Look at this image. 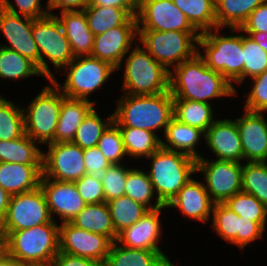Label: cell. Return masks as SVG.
Listing matches in <instances>:
<instances>
[{"label":"cell","mask_w":267,"mask_h":266,"mask_svg":"<svg viewBox=\"0 0 267 266\" xmlns=\"http://www.w3.org/2000/svg\"><path fill=\"white\" fill-rule=\"evenodd\" d=\"M124 164H111L101 175L105 202L119 198L125 194L126 177L129 168Z\"/></svg>","instance_id":"f6af8a7d"},{"label":"cell","mask_w":267,"mask_h":266,"mask_svg":"<svg viewBox=\"0 0 267 266\" xmlns=\"http://www.w3.org/2000/svg\"><path fill=\"white\" fill-rule=\"evenodd\" d=\"M251 79L254 83L251 86V91L244 94L247 98L243 109L265 114V111L267 113V69Z\"/></svg>","instance_id":"bcb514c9"},{"label":"cell","mask_w":267,"mask_h":266,"mask_svg":"<svg viewBox=\"0 0 267 266\" xmlns=\"http://www.w3.org/2000/svg\"><path fill=\"white\" fill-rule=\"evenodd\" d=\"M242 191L267 207V162L242 163Z\"/></svg>","instance_id":"ab89813d"},{"label":"cell","mask_w":267,"mask_h":266,"mask_svg":"<svg viewBox=\"0 0 267 266\" xmlns=\"http://www.w3.org/2000/svg\"><path fill=\"white\" fill-rule=\"evenodd\" d=\"M112 222L118 235L124 229L135 224L149 209L132 198L123 195L107 202Z\"/></svg>","instance_id":"e575fe53"},{"label":"cell","mask_w":267,"mask_h":266,"mask_svg":"<svg viewBox=\"0 0 267 266\" xmlns=\"http://www.w3.org/2000/svg\"><path fill=\"white\" fill-rule=\"evenodd\" d=\"M70 223L77 228L104 235L112 243L118 237L107 202L86 204Z\"/></svg>","instance_id":"4316f807"},{"label":"cell","mask_w":267,"mask_h":266,"mask_svg":"<svg viewBox=\"0 0 267 266\" xmlns=\"http://www.w3.org/2000/svg\"><path fill=\"white\" fill-rule=\"evenodd\" d=\"M49 13L52 14L53 9L64 11H83L88 5L89 0H47L46 3Z\"/></svg>","instance_id":"db71d44e"},{"label":"cell","mask_w":267,"mask_h":266,"mask_svg":"<svg viewBox=\"0 0 267 266\" xmlns=\"http://www.w3.org/2000/svg\"><path fill=\"white\" fill-rule=\"evenodd\" d=\"M267 32V0L258 6L237 32Z\"/></svg>","instance_id":"816d5d0a"},{"label":"cell","mask_w":267,"mask_h":266,"mask_svg":"<svg viewBox=\"0 0 267 266\" xmlns=\"http://www.w3.org/2000/svg\"><path fill=\"white\" fill-rule=\"evenodd\" d=\"M83 11L94 36L101 35L113 27L124 25L132 17L124 8L113 6L88 5Z\"/></svg>","instance_id":"d6a6232c"},{"label":"cell","mask_w":267,"mask_h":266,"mask_svg":"<svg viewBox=\"0 0 267 266\" xmlns=\"http://www.w3.org/2000/svg\"><path fill=\"white\" fill-rule=\"evenodd\" d=\"M113 113L114 123L118 127H132L157 133L173 117V96L170 91L154 95L123 94L116 101Z\"/></svg>","instance_id":"7a4b0ae2"},{"label":"cell","mask_w":267,"mask_h":266,"mask_svg":"<svg viewBox=\"0 0 267 266\" xmlns=\"http://www.w3.org/2000/svg\"><path fill=\"white\" fill-rule=\"evenodd\" d=\"M96 101L68 98L62 93V105L52 143L72 142L78 126L94 108Z\"/></svg>","instance_id":"d4e9b609"},{"label":"cell","mask_w":267,"mask_h":266,"mask_svg":"<svg viewBox=\"0 0 267 266\" xmlns=\"http://www.w3.org/2000/svg\"><path fill=\"white\" fill-rule=\"evenodd\" d=\"M0 266H25L17 259L9 256L3 249L0 250Z\"/></svg>","instance_id":"680465c9"},{"label":"cell","mask_w":267,"mask_h":266,"mask_svg":"<svg viewBox=\"0 0 267 266\" xmlns=\"http://www.w3.org/2000/svg\"><path fill=\"white\" fill-rule=\"evenodd\" d=\"M267 52V32H244Z\"/></svg>","instance_id":"6f0895ef"},{"label":"cell","mask_w":267,"mask_h":266,"mask_svg":"<svg viewBox=\"0 0 267 266\" xmlns=\"http://www.w3.org/2000/svg\"><path fill=\"white\" fill-rule=\"evenodd\" d=\"M172 70L169 91L173 97L209 103V99L234 97L237 94L233 85L222 74L206 66L198 52Z\"/></svg>","instance_id":"6da1fadb"},{"label":"cell","mask_w":267,"mask_h":266,"mask_svg":"<svg viewBox=\"0 0 267 266\" xmlns=\"http://www.w3.org/2000/svg\"><path fill=\"white\" fill-rule=\"evenodd\" d=\"M162 266H175L170 260H167Z\"/></svg>","instance_id":"91938a15"},{"label":"cell","mask_w":267,"mask_h":266,"mask_svg":"<svg viewBox=\"0 0 267 266\" xmlns=\"http://www.w3.org/2000/svg\"><path fill=\"white\" fill-rule=\"evenodd\" d=\"M42 165L0 162V186L11 196L39 187Z\"/></svg>","instance_id":"cb8c5ba5"},{"label":"cell","mask_w":267,"mask_h":266,"mask_svg":"<svg viewBox=\"0 0 267 266\" xmlns=\"http://www.w3.org/2000/svg\"><path fill=\"white\" fill-rule=\"evenodd\" d=\"M173 3L200 34L217 28L215 0H173Z\"/></svg>","instance_id":"836d02e7"},{"label":"cell","mask_w":267,"mask_h":266,"mask_svg":"<svg viewBox=\"0 0 267 266\" xmlns=\"http://www.w3.org/2000/svg\"><path fill=\"white\" fill-rule=\"evenodd\" d=\"M39 186L44 193L50 215L70 222L86 205L74 182L58 181L41 176Z\"/></svg>","instance_id":"ac0fdd59"},{"label":"cell","mask_w":267,"mask_h":266,"mask_svg":"<svg viewBox=\"0 0 267 266\" xmlns=\"http://www.w3.org/2000/svg\"><path fill=\"white\" fill-rule=\"evenodd\" d=\"M138 30L198 32L173 0H140Z\"/></svg>","instance_id":"5bb4252c"},{"label":"cell","mask_w":267,"mask_h":266,"mask_svg":"<svg viewBox=\"0 0 267 266\" xmlns=\"http://www.w3.org/2000/svg\"><path fill=\"white\" fill-rule=\"evenodd\" d=\"M86 174L100 176L111 163L106 159L97 146L84 149Z\"/></svg>","instance_id":"f907efd6"},{"label":"cell","mask_w":267,"mask_h":266,"mask_svg":"<svg viewBox=\"0 0 267 266\" xmlns=\"http://www.w3.org/2000/svg\"><path fill=\"white\" fill-rule=\"evenodd\" d=\"M43 152L42 176L58 181L75 182L86 174L84 150L72 142L49 143Z\"/></svg>","instance_id":"4fadbf2b"},{"label":"cell","mask_w":267,"mask_h":266,"mask_svg":"<svg viewBox=\"0 0 267 266\" xmlns=\"http://www.w3.org/2000/svg\"><path fill=\"white\" fill-rule=\"evenodd\" d=\"M164 208L167 206L148 210L135 224L121 231L116 242L126 248L154 250L165 255L158 246L162 234L160 214Z\"/></svg>","instance_id":"ffe728a7"},{"label":"cell","mask_w":267,"mask_h":266,"mask_svg":"<svg viewBox=\"0 0 267 266\" xmlns=\"http://www.w3.org/2000/svg\"><path fill=\"white\" fill-rule=\"evenodd\" d=\"M93 108L78 126L72 143L80 148L87 149L98 144L105 130L114 122L113 113L106 119H101ZM104 120V121H103Z\"/></svg>","instance_id":"d590c367"},{"label":"cell","mask_w":267,"mask_h":266,"mask_svg":"<svg viewBox=\"0 0 267 266\" xmlns=\"http://www.w3.org/2000/svg\"><path fill=\"white\" fill-rule=\"evenodd\" d=\"M64 70L66 80L63 86L55 77L49 82L68 98L91 100L89 95L100 89L117 69L92 56H79L74 57Z\"/></svg>","instance_id":"9c48e42d"},{"label":"cell","mask_w":267,"mask_h":266,"mask_svg":"<svg viewBox=\"0 0 267 266\" xmlns=\"http://www.w3.org/2000/svg\"><path fill=\"white\" fill-rule=\"evenodd\" d=\"M206 145L217 160L243 163V149L236 120H217L205 131Z\"/></svg>","instance_id":"44dd1931"},{"label":"cell","mask_w":267,"mask_h":266,"mask_svg":"<svg viewBox=\"0 0 267 266\" xmlns=\"http://www.w3.org/2000/svg\"><path fill=\"white\" fill-rule=\"evenodd\" d=\"M223 204L240 217L258 222L266 230V206L252 194L238 192Z\"/></svg>","instance_id":"60d3db41"},{"label":"cell","mask_w":267,"mask_h":266,"mask_svg":"<svg viewBox=\"0 0 267 266\" xmlns=\"http://www.w3.org/2000/svg\"><path fill=\"white\" fill-rule=\"evenodd\" d=\"M45 196L40 186L34 190L12 195L8 211L0 223L3 241L12 231H20L52 221Z\"/></svg>","instance_id":"8fae6325"},{"label":"cell","mask_w":267,"mask_h":266,"mask_svg":"<svg viewBox=\"0 0 267 266\" xmlns=\"http://www.w3.org/2000/svg\"><path fill=\"white\" fill-rule=\"evenodd\" d=\"M59 225L60 252L90 258L104 265L112 244L106 236L77 228L70 222Z\"/></svg>","instance_id":"2e32d148"},{"label":"cell","mask_w":267,"mask_h":266,"mask_svg":"<svg viewBox=\"0 0 267 266\" xmlns=\"http://www.w3.org/2000/svg\"><path fill=\"white\" fill-rule=\"evenodd\" d=\"M167 260L159 251L126 248L114 241L103 266H162Z\"/></svg>","instance_id":"83f0119b"},{"label":"cell","mask_w":267,"mask_h":266,"mask_svg":"<svg viewBox=\"0 0 267 266\" xmlns=\"http://www.w3.org/2000/svg\"><path fill=\"white\" fill-rule=\"evenodd\" d=\"M35 76H43L38 67L29 59L16 51L0 46V78L25 79Z\"/></svg>","instance_id":"8d00e7d4"},{"label":"cell","mask_w":267,"mask_h":266,"mask_svg":"<svg viewBox=\"0 0 267 266\" xmlns=\"http://www.w3.org/2000/svg\"><path fill=\"white\" fill-rule=\"evenodd\" d=\"M61 16L56 15L60 21L74 57L91 56L95 36L90 31L84 11H64Z\"/></svg>","instance_id":"603a6c76"},{"label":"cell","mask_w":267,"mask_h":266,"mask_svg":"<svg viewBox=\"0 0 267 266\" xmlns=\"http://www.w3.org/2000/svg\"><path fill=\"white\" fill-rule=\"evenodd\" d=\"M11 195L0 186V223L7 214Z\"/></svg>","instance_id":"9f6ffc18"},{"label":"cell","mask_w":267,"mask_h":266,"mask_svg":"<svg viewBox=\"0 0 267 266\" xmlns=\"http://www.w3.org/2000/svg\"><path fill=\"white\" fill-rule=\"evenodd\" d=\"M212 227L221 239L237 246V232L239 231V215L223 203L213 204Z\"/></svg>","instance_id":"b9f144b4"},{"label":"cell","mask_w":267,"mask_h":266,"mask_svg":"<svg viewBox=\"0 0 267 266\" xmlns=\"http://www.w3.org/2000/svg\"><path fill=\"white\" fill-rule=\"evenodd\" d=\"M2 249V240H1V237H0V250Z\"/></svg>","instance_id":"94428289"},{"label":"cell","mask_w":267,"mask_h":266,"mask_svg":"<svg viewBox=\"0 0 267 266\" xmlns=\"http://www.w3.org/2000/svg\"><path fill=\"white\" fill-rule=\"evenodd\" d=\"M140 0H89V5L124 8L131 16H137Z\"/></svg>","instance_id":"11a10c76"},{"label":"cell","mask_w":267,"mask_h":266,"mask_svg":"<svg viewBox=\"0 0 267 266\" xmlns=\"http://www.w3.org/2000/svg\"><path fill=\"white\" fill-rule=\"evenodd\" d=\"M245 162H267V121L263 112L244 109L236 118Z\"/></svg>","instance_id":"d6986e66"},{"label":"cell","mask_w":267,"mask_h":266,"mask_svg":"<svg viewBox=\"0 0 267 266\" xmlns=\"http://www.w3.org/2000/svg\"><path fill=\"white\" fill-rule=\"evenodd\" d=\"M221 28L203 32L198 38L199 55L204 59L206 66L222 74L235 88V84L243 82V33L232 35L237 28H230L231 36L220 33ZM220 34V35H218ZM235 82V84H233Z\"/></svg>","instance_id":"277c9868"},{"label":"cell","mask_w":267,"mask_h":266,"mask_svg":"<svg viewBox=\"0 0 267 266\" xmlns=\"http://www.w3.org/2000/svg\"><path fill=\"white\" fill-rule=\"evenodd\" d=\"M199 32L138 30L139 44L168 71L198 52Z\"/></svg>","instance_id":"52a82bcc"},{"label":"cell","mask_w":267,"mask_h":266,"mask_svg":"<svg viewBox=\"0 0 267 266\" xmlns=\"http://www.w3.org/2000/svg\"><path fill=\"white\" fill-rule=\"evenodd\" d=\"M266 0H215L218 28H241L250 14Z\"/></svg>","instance_id":"f546056e"},{"label":"cell","mask_w":267,"mask_h":266,"mask_svg":"<svg viewBox=\"0 0 267 266\" xmlns=\"http://www.w3.org/2000/svg\"><path fill=\"white\" fill-rule=\"evenodd\" d=\"M266 231L258 222L239 216V231L237 232V246L244 250L251 242L263 238Z\"/></svg>","instance_id":"681fc988"},{"label":"cell","mask_w":267,"mask_h":266,"mask_svg":"<svg viewBox=\"0 0 267 266\" xmlns=\"http://www.w3.org/2000/svg\"><path fill=\"white\" fill-rule=\"evenodd\" d=\"M163 136L166 142L161 139L162 148L183 153L195 160L202 157V154L197 152L196 146L199 140L205 136L203 130L187 125L172 117Z\"/></svg>","instance_id":"484cf974"},{"label":"cell","mask_w":267,"mask_h":266,"mask_svg":"<svg viewBox=\"0 0 267 266\" xmlns=\"http://www.w3.org/2000/svg\"><path fill=\"white\" fill-rule=\"evenodd\" d=\"M50 266H103L102 263L85 257L58 252Z\"/></svg>","instance_id":"f5cc1de1"},{"label":"cell","mask_w":267,"mask_h":266,"mask_svg":"<svg viewBox=\"0 0 267 266\" xmlns=\"http://www.w3.org/2000/svg\"><path fill=\"white\" fill-rule=\"evenodd\" d=\"M147 159L152 162L147 173L157 194L155 202L167 206L196 173V160L162 147Z\"/></svg>","instance_id":"5b68a950"},{"label":"cell","mask_w":267,"mask_h":266,"mask_svg":"<svg viewBox=\"0 0 267 266\" xmlns=\"http://www.w3.org/2000/svg\"><path fill=\"white\" fill-rule=\"evenodd\" d=\"M74 183L78 193L86 204L105 202L104 190L100 176L85 174Z\"/></svg>","instance_id":"7dc6e473"},{"label":"cell","mask_w":267,"mask_h":266,"mask_svg":"<svg viewBox=\"0 0 267 266\" xmlns=\"http://www.w3.org/2000/svg\"><path fill=\"white\" fill-rule=\"evenodd\" d=\"M51 84L42 88L28 108H23L25 134L40 145L54 141L62 105V92Z\"/></svg>","instance_id":"30bf717a"},{"label":"cell","mask_w":267,"mask_h":266,"mask_svg":"<svg viewBox=\"0 0 267 266\" xmlns=\"http://www.w3.org/2000/svg\"><path fill=\"white\" fill-rule=\"evenodd\" d=\"M211 103L173 97V117L204 132L216 121Z\"/></svg>","instance_id":"4dcf8cb0"},{"label":"cell","mask_w":267,"mask_h":266,"mask_svg":"<svg viewBox=\"0 0 267 266\" xmlns=\"http://www.w3.org/2000/svg\"><path fill=\"white\" fill-rule=\"evenodd\" d=\"M28 135L14 140H0V162L42 165L43 151Z\"/></svg>","instance_id":"f1b7e54d"},{"label":"cell","mask_w":267,"mask_h":266,"mask_svg":"<svg viewBox=\"0 0 267 266\" xmlns=\"http://www.w3.org/2000/svg\"><path fill=\"white\" fill-rule=\"evenodd\" d=\"M213 204L204 183L191 178L167 208L179 209L183 216L205 223L211 219Z\"/></svg>","instance_id":"7402d4cb"},{"label":"cell","mask_w":267,"mask_h":266,"mask_svg":"<svg viewBox=\"0 0 267 266\" xmlns=\"http://www.w3.org/2000/svg\"><path fill=\"white\" fill-rule=\"evenodd\" d=\"M33 22V18L13 14L0 7V32L10 43L0 46L21 54L32 61L40 71V53L32 35Z\"/></svg>","instance_id":"e0dca14e"},{"label":"cell","mask_w":267,"mask_h":266,"mask_svg":"<svg viewBox=\"0 0 267 266\" xmlns=\"http://www.w3.org/2000/svg\"><path fill=\"white\" fill-rule=\"evenodd\" d=\"M59 226L56 220L20 231H12L2 249L25 266H50L59 252Z\"/></svg>","instance_id":"3957f363"},{"label":"cell","mask_w":267,"mask_h":266,"mask_svg":"<svg viewBox=\"0 0 267 266\" xmlns=\"http://www.w3.org/2000/svg\"><path fill=\"white\" fill-rule=\"evenodd\" d=\"M138 37L137 17L132 16L124 25L116 26L95 36L91 56L105 61L117 70Z\"/></svg>","instance_id":"9a60e30c"},{"label":"cell","mask_w":267,"mask_h":266,"mask_svg":"<svg viewBox=\"0 0 267 266\" xmlns=\"http://www.w3.org/2000/svg\"><path fill=\"white\" fill-rule=\"evenodd\" d=\"M243 81L267 69V52L247 34H243Z\"/></svg>","instance_id":"7bdbcfd3"},{"label":"cell","mask_w":267,"mask_h":266,"mask_svg":"<svg viewBox=\"0 0 267 266\" xmlns=\"http://www.w3.org/2000/svg\"><path fill=\"white\" fill-rule=\"evenodd\" d=\"M41 2L42 0H15V9L10 0H0V7L13 14L37 19L50 14L48 7L44 8Z\"/></svg>","instance_id":"c3c4849f"},{"label":"cell","mask_w":267,"mask_h":266,"mask_svg":"<svg viewBox=\"0 0 267 266\" xmlns=\"http://www.w3.org/2000/svg\"><path fill=\"white\" fill-rule=\"evenodd\" d=\"M24 134L23 108L0 96V140H14Z\"/></svg>","instance_id":"f35d334b"},{"label":"cell","mask_w":267,"mask_h":266,"mask_svg":"<svg viewBox=\"0 0 267 266\" xmlns=\"http://www.w3.org/2000/svg\"><path fill=\"white\" fill-rule=\"evenodd\" d=\"M32 35L40 53V73L51 81L55 76L49 68V61L60 71L74 59L69 40L54 14L34 19Z\"/></svg>","instance_id":"ba28073f"},{"label":"cell","mask_w":267,"mask_h":266,"mask_svg":"<svg viewBox=\"0 0 267 266\" xmlns=\"http://www.w3.org/2000/svg\"><path fill=\"white\" fill-rule=\"evenodd\" d=\"M203 173L205 189L214 204L224 203L242 191V163L225 160H196V173Z\"/></svg>","instance_id":"7c38bea8"},{"label":"cell","mask_w":267,"mask_h":266,"mask_svg":"<svg viewBox=\"0 0 267 266\" xmlns=\"http://www.w3.org/2000/svg\"><path fill=\"white\" fill-rule=\"evenodd\" d=\"M97 147L111 164H122L126 157L119 127L113 122L103 133Z\"/></svg>","instance_id":"ee69618b"},{"label":"cell","mask_w":267,"mask_h":266,"mask_svg":"<svg viewBox=\"0 0 267 266\" xmlns=\"http://www.w3.org/2000/svg\"><path fill=\"white\" fill-rule=\"evenodd\" d=\"M129 50L123 66V91L129 95H154L169 91L168 71L139 43Z\"/></svg>","instance_id":"8992f818"},{"label":"cell","mask_w":267,"mask_h":266,"mask_svg":"<svg viewBox=\"0 0 267 266\" xmlns=\"http://www.w3.org/2000/svg\"><path fill=\"white\" fill-rule=\"evenodd\" d=\"M124 195L143 204L149 210L164 206L161 202H154L155 204L152 205V199L156 194L147 171L144 172L142 169L129 168V173L126 177Z\"/></svg>","instance_id":"74e56055"},{"label":"cell","mask_w":267,"mask_h":266,"mask_svg":"<svg viewBox=\"0 0 267 266\" xmlns=\"http://www.w3.org/2000/svg\"><path fill=\"white\" fill-rule=\"evenodd\" d=\"M123 146L127 156L147 158L161 147V139L157 134L139 128L119 127Z\"/></svg>","instance_id":"1f68e13d"}]
</instances>
